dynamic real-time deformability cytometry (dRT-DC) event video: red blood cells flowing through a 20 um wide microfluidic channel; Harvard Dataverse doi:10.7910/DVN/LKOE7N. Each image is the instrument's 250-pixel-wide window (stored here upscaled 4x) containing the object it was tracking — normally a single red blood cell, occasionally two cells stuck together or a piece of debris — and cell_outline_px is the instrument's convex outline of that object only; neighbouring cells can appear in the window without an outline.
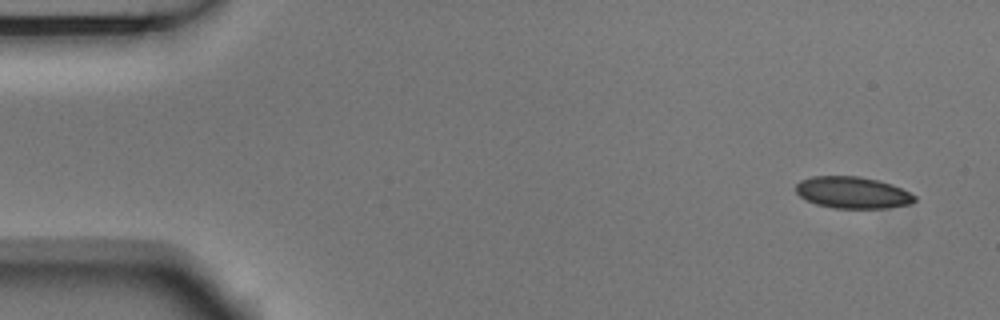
{"species": "Egyptian fruit bat (a non-hibernating species)", "species_latin": "Rousettus aegyptiacus", "temperature_condition": "room temperature", "stored_images_in_passage": 4, "camera_frame_rate_fps": 3000, "um_per_image_px": 0.085, "animal": {"sex": "male"}, "frame": {"image": 1, "passage_image": 1, "time_ms": 0.0, "image_size_px": [1000, 320], "cell_outline_px": [[916, 200], [912, 204], [884, 208], [836, 208], [816, 204], [800, 196], [796, 192], [796, 184], [800, 180], [812, 176], [860, 176], [880, 180], [892, 184], [916, 196]], "centroid_in_image_um": [72.48, 16.36], "position_along_channel_um": 12.5, "area_um2": 21.96}}
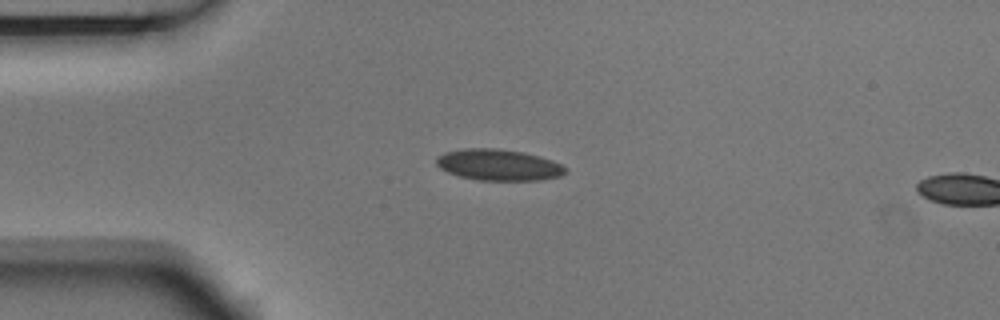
{"frame": {"image": 2, "passage_image": 3, "time_ms": 0.667, "image_size_px": [1000, 320], "cell_outline_px": [[568, 168], [560, 176], [540, 180], [480, 180], [460, 176], [448, 172], [440, 168], [436, 164], [436, 160], [444, 152], [464, 148], [496, 148], [524, 152], [552, 160]], "centroid_in_image_um": [42.38, 14.01], "position_along_channel_um": 42.6, "area_um2": 23.35}}